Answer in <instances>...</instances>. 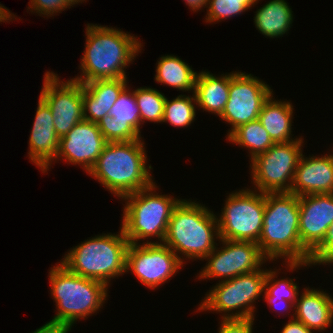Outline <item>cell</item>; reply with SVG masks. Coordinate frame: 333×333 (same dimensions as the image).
Wrapping results in <instances>:
<instances>
[{
    "label": "cell",
    "instance_id": "13",
    "mask_svg": "<svg viewBox=\"0 0 333 333\" xmlns=\"http://www.w3.org/2000/svg\"><path fill=\"white\" fill-rule=\"evenodd\" d=\"M140 244H129L126 255V273L131 270V273L145 287L158 288L183 267L184 263L165 244Z\"/></svg>",
    "mask_w": 333,
    "mask_h": 333
},
{
    "label": "cell",
    "instance_id": "26",
    "mask_svg": "<svg viewBox=\"0 0 333 333\" xmlns=\"http://www.w3.org/2000/svg\"><path fill=\"white\" fill-rule=\"evenodd\" d=\"M226 138L235 145L246 147L249 150L250 160L274 145L269 133L258 119L239 126Z\"/></svg>",
    "mask_w": 333,
    "mask_h": 333
},
{
    "label": "cell",
    "instance_id": "30",
    "mask_svg": "<svg viewBox=\"0 0 333 333\" xmlns=\"http://www.w3.org/2000/svg\"><path fill=\"white\" fill-rule=\"evenodd\" d=\"M278 269H269L264 283V298H281L295 305L299 297V286L294 279H278Z\"/></svg>",
    "mask_w": 333,
    "mask_h": 333
},
{
    "label": "cell",
    "instance_id": "8",
    "mask_svg": "<svg viewBox=\"0 0 333 333\" xmlns=\"http://www.w3.org/2000/svg\"><path fill=\"white\" fill-rule=\"evenodd\" d=\"M268 269H259L241 274L232 279L216 283L205 294L199 304V311H216L221 318H255V300L264 293V283ZM238 309V310H237ZM232 311V312H231ZM236 311V312H235ZM230 313V314H229Z\"/></svg>",
    "mask_w": 333,
    "mask_h": 333
},
{
    "label": "cell",
    "instance_id": "9",
    "mask_svg": "<svg viewBox=\"0 0 333 333\" xmlns=\"http://www.w3.org/2000/svg\"><path fill=\"white\" fill-rule=\"evenodd\" d=\"M303 143L302 136L298 140L274 143L266 152L250 160L254 189L262 193H291Z\"/></svg>",
    "mask_w": 333,
    "mask_h": 333
},
{
    "label": "cell",
    "instance_id": "36",
    "mask_svg": "<svg viewBox=\"0 0 333 333\" xmlns=\"http://www.w3.org/2000/svg\"><path fill=\"white\" fill-rule=\"evenodd\" d=\"M69 331L70 329L63 325L47 322L32 333H68Z\"/></svg>",
    "mask_w": 333,
    "mask_h": 333
},
{
    "label": "cell",
    "instance_id": "7",
    "mask_svg": "<svg viewBox=\"0 0 333 333\" xmlns=\"http://www.w3.org/2000/svg\"><path fill=\"white\" fill-rule=\"evenodd\" d=\"M155 182L121 198L125 201L121 228L132 244L163 243L173 209L182 199L156 192ZM157 237L158 241L148 239Z\"/></svg>",
    "mask_w": 333,
    "mask_h": 333
},
{
    "label": "cell",
    "instance_id": "19",
    "mask_svg": "<svg viewBox=\"0 0 333 333\" xmlns=\"http://www.w3.org/2000/svg\"><path fill=\"white\" fill-rule=\"evenodd\" d=\"M291 193L297 196L333 193V154H303L295 171Z\"/></svg>",
    "mask_w": 333,
    "mask_h": 333
},
{
    "label": "cell",
    "instance_id": "12",
    "mask_svg": "<svg viewBox=\"0 0 333 333\" xmlns=\"http://www.w3.org/2000/svg\"><path fill=\"white\" fill-rule=\"evenodd\" d=\"M273 89L261 79L243 72H230L229 98L221 120L231 125L227 137L239 126L258 119L264 102Z\"/></svg>",
    "mask_w": 333,
    "mask_h": 333
},
{
    "label": "cell",
    "instance_id": "2",
    "mask_svg": "<svg viewBox=\"0 0 333 333\" xmlns=\"http://www.w3.org/2000/svg\"><path fill=\"white\" fill-rule=\"evenodd\" d=\"M85 30L86 43L79 67L82 73L71 79L83 84L94 80L127 78L124 69L134 62L142 50L139 38L121 29L97 24L88 23Z\"/></svg>",
    "mask_w": 333,
    "mask_h": 333
},
{
    "label": "cell",
    "instance_id": "24",
    "mask_svg": "<svg viewBox=\"0 0 333 333\" xmlns=\"http://www.w3.org/2000/svg\"><path fill=\"white\" fill-rule=\"evenodd\" d=\"M255 13V27L264 36L273 39L289 33L293 11L285 0H270Z\"/></svg>",
    "mask_w": 333,
    "mask_h": 333
},
{
    "label": "cell",
    "instance_id": "23",
    "mask_svg": "<svg viewBox=\"0 0 333 333\" xmlns=\"http://www.w3.org/2000/svg\"><path fill=\"white\" fill-rule=\"evenodd\" d=\"M273 93L264 102L258 120L269 133L274 143L298 140L292 138L293 105L290 101H279ZM275 99V100H274Z\"/></svg>",
    "mask_w": 333,
    "mask_h": 333
},
{
    "label": "cell",
    "instance_id": "34",
    "mask_svg": "<svg viewBox=\"0 0 333 333\" xmlns=\"http://www.w3.org/2000/svg\"><path fill=\"white\" fill-rule=\"evenodd\" d=\"M290 319L291 320L284 325L280 333H315V331L307 328L303 323L296 320L293 316Z\"/></svg>",
    "mask_w": 333,
    "mask_h": 333
},
{
    "label": "cell",
    "instance_id": "29",
    "mask_svg": "<svg viewBox=\"0 0 333 333\" xmlns=\"http://www.w3.org/2000/svg\"><path fill=\"white\" fill-rule=\"evenodd\" d=\"M259 0H208L207 23L221 22V20L234 17L248 11Z\"/></svg>",
    "mask_w": 333,
    "mask_h": 333
},
{
    "label": "cell",
    "instance_id": "31",
    "mask_svg": "<svg viewBox=\"0 0 333 333\" xmlns=\"http://www.w3.org/2000/svg\"><path fill=\"white\" fill-rule=\"evenodd\" d=\"M85 0H30L28 9L30 12L37 13L45 17H51L56 13H62L67 8L75 4L82 3Z\"/></svg>",
    "mask_w": 333,
    "mask_h": 333
},
{
    "label": "cell",
    "instance_id": "25",
    "mask_svg": "<svg viewBox=\"0 0 333 333\" xmlns=\"http://www.w3.org/2000/svg\"><path fill=\"white\" fill-rule=\"evenodd\" d=\"M155 81L171 86L179 91L194 92L197 72L174 55H165L159 58L156 67Z\"/></svg>",
    "mask_w": 333,
    "mask_h": 333
},
{
    "label": "cell",
    "instance_id": "1",
    "mask_svg": "<svg viewBox=\"0 0 333 333\" xmlns=\"http://www.w3.org/2000/svg\"><path fill=\"white\" fill-rule=\"evenodd\" d=\"M299 215V196L296 194L265 193L263 227L257 244L269 261L281 257L291 271L312 266L311 253L300 241Z\"/></svg>",
    "mask_w": 333,
    "mask_h": 333
},
{
    "label": "cell",
    "instance_id": "16",
    "mask_svg": "<svg viewBox=\"0 0 333 333\" xmlns=\"http://www.w3.org/2000/svg\"><path fill=\"white\" fill-rule=\"evenodd\" d=\"M299 237L312 253L333 223V193L299 196Z\"/></svg>",
    "mask_w": 333,
    "mask_h": 333
},
{
    "label": "cell",
    "instance_id": "37",
    "mask_svg": "<svg viewBox=\"0 0 333 333\" xmlns=\"http://www.w3.org/2000/svg\"><path fill=\"white\" fill-rule=\"evenodd\" d=\"M189 8L194 11L198 12L200 11L203 7L207 8L208 5V0H184Z\"/></svg>",
    "mask_w": 333,
    "mask_h": 333
},
{
    "label": "cell",
    "instance_id": "22",
    "mask_svg": "<svg viewBox=\"0 0 333 333\" xmlns=\"http://www.w3.org/2000/svg\"><path fill=\"white\" fill-rule=\"evenodd\" d=\"M220 76V77H219ZM218 77L209 71L197 73L194 95L196 107L220 116L229 98L230 73Z\"/></svg>",
    "mask_w": 333,
    "mask_h": 333
},
{
    "label": "cell",
    "instance_id": "14",
    "mask_svg": "<svg viewBox=\"0 0 333 333\" xmlns=\"http://www.w3.org/2000/svg\"><path fill=\"white\" fill-rule=\"evenodd\" d=\"M83 84L72 79L61 81L58 74L47 71L40 98L49 106L57 136H65L84 120Z\"/></svg>",
    "mask_w": 333,
    "mask_h": 333
},
{
    "label": "cell",
    "instance_id": "6",
    "mask_svg": "<svg viewBox=\"0 0 333 333\" xmlns=\"http://www.w3.org/2000/svg\"><path fill=\"white\" fill-rule=\"evenodd\" d=\"M130 242L122 228L118 234L107 233L87 239L71 248L60 260L70 272L110 286L111 278L126 272V255Z\"/></svg>",
    "mask_w": 333,
    "mask_h": 333
},
{
    "label": "cell",
    "instance_id": "27",
    "mask_svg": "<svg viewBox=\"0 0 333 333\" xmlns=\"http://www.w3.org/2000/svg\"><path fill=\"white\" fill-rule=\"evenodd\" d=\"M196 98L192 92L190 95H179L175 99L168 100L166 97L164 104V116L162 123L169 122L174 127L185 128L195 121Z\"/></svg>",
    "mask_w": 333,
    "mask_h": 333
},
{
    "label": "cell",
    "instance_id": "35",
    "mask_svg": "<svg viewBox=\"0 0 333 333\" xmlns=\"http://www.w3.org/2000/svg\"><path fill=\"white\" fill-rule=\"evenodd\" d=\"M269 306V308L273 307L272 310L276 309L275 311H287L291 308H295V305L292 302L281 298H264ZM279 305V306H278Z\"/></svg>",
    "mask_w": 333,
    "mask_h": 333
},
{
    "label": "cell",
    "instance_id": "4",
    "mask_svg": "<svg viewBox=\"0 0 333 333\" xmlns=\"http://www.w3.org/2000/svg\"><path fill=\"white\" fill-rule=\"evenodd\" d=\"M215 239L220 236L213 211L196 201L182 199L172 211L163 244L184 262L186 258L203 260L218 246Z\"/></svg>",
    "mask_w": 333,
    "mask_h": 333
},
{
    "label": "cell",
    "instance_id": "5",
    "mask_svg": "<svg viewBox=\"0 0 333 333\" xmlns=\"http://www.w3.org/2000/svg\"><path fill=\"white\" fill-rule=\"evenodd\" d=\"M51 296L57 313L50 323L63 325L71 330L78 319L88 318L100 310L108 297V286L70 272L57 263L49 271Z\"/></svg>",
    "mask_w": 333,
    "mask_h": 333
},
{
    "label": "cell",
    "instance_id": "15",
    "mask_svg": "<svg viewBox=\"0 0 333 333\" xmlns=\"http://www.w3.org/2000/svg\"><path fill=\"white\" fill-rule=\"evenodd\" d=\"M106 144L97 123L82 120L59 139L58 153L54 161L62 159L69 164H78L88 173Z\"/></svg>",
    "mask_w": 333,
    "mask_h": 333
},
{
    "label": "cell",
    "instance_id": "33",
    "mask_svg": "<svg viewBox=\"0 0 333 333\" xmlns=\"http://www.w3.org/2000/svg\"><path fill=\"white\" fill-rule=\"evenodd\" d=\"M255 318H222L218 333H252Z\"/></svg>",
    "mask_w": 333,
    "mask_h": 333
},
{
    "label": "cell",
    "instance_id": "28",
    "mask_svg": "<svg viewBox=\"0 0 333 333\" xmlns=\"http://www.w3.org/2000/svg\"><path fill=\"white\" fill-rule=\"evenodd\" d=\"M141 124L146 121L162 123L166 97L157 89L140 87L134 90Z\"/></svg>",
    "mask_w": 333,
    "mask_h": 333
},
{
    "label": "cell",
    "instance_id": "3",
    "mask_svg": "<svg viewBox=\"0 0 333 333\" xmlns=\"http://www.w3.org/2000/svg\"><path fill=\"white\" fill-rule=\"evenodd\" d=\"M144 144L142 138L107 142L88 174L118 198L151 186L152 167L146 164Z\"/></svg>",
    "mask_w": 333,
    "mask_h": 333
},
{
    "label": "cell",
    "instance_id": "17",
    "mask_svg": "<svg viewBox=\"0 0 333 333\" xmlns=\"http://www.w3.org/2000/svg\"><path fill=\"white\" fill-rule=\"evenodd\" d=\"M127 86L119 95L108 115L98 123L99 130L107 142L133 141L141 139V117L134 89Z\"/></svg>",
    "mask_w": 333,
    "mask_h": 333
},
{
    "label": "cell",
    "instance_id": "18",
    "mask_svg": "<svg viewBox=\"0 0 333 333\" xmlns=\"http://www.w3.org/2000/svg\"><path fill=\"white\" fill-rule=\"evenodd\" d=\"M35 114L29 136L28 156L31 162L45 173L55 160L60 138L54 128L51 110L40 97Z\"/></svg>",
    "mask_w": 333,
    "mask_h": 333
},
{
    "label": "cell",
    "instance_id": "32",
    "mask_svg": "<svg viewBox=\"0 0 333 333\" xmlns=\"http://www.w3.org/2000/svg\"><path fill=\"white\" fill-rule=\"evenodd\" d=\"M312 265L333 264V223L329 226L323 242L310 254Z\"/></svg>",
    "mask_w": 333,
    "mask_h": 333
},
{
    "label": "cell",
    "instance_id": "10",
    "mask_svg": "<svg viewBox=\"0 0 333 333\" xmlns=\"http://www.w3.org/2000/svg\"><path fill=\"white\" fill-rule=\"evenodd\" d=\"M221 211L217 217L220 239L258 243L263 227L265 193L250 188L232 192Z\"/></svg>",
    "mask_w": 333,
    "mask_h": 333
},
{
    "label": "cell",
    "instance_id": "20",
    "mask_svg": "<svg viewBox=\"0 0 333 333\" xmlns=\"http://www.w3.org/2000/svg\"><path fill=\"white\" fill-rule=\"evenodd\" d=\"M127 82V78H118L83 83L84 120L98 123L108 115Z\"/></svg>",
    "mask_w": 333,
    "mask_h": 333
},
{
    "label": "cell",
    "instance_id": "38",
    "mask_svg": "<svg viewBox=\"0 0 333 333\" xmlns=\"http://www.w3.org/2000/svg\"><path fill=\"white\" fill-rule=\"evenodd\" d=\"M17 17L11 13L6 7L0 4V23L1 22H9L12 19H16Z\"/></svg>",
    "mask_w": 333,
    "mask_h": 333
},
{
    "label": "cell",
    "instance_id": "11",
    "mask_svg": "<svg viewBox=\"0 0 333 333\" xmlns=\"http://www.w3.org/2000/svg\"><path fill=\"white\" fill-rule=\"evenodd\" d=\"M222 247L207 255L205 267L199 272L198 279L219 278V282L261 269L268 259L259 245L252 241L219 239Z\"/></svg>",
    "mask_w": 333,
    "mask_h": 333
},
{
    "label": "cell",
    "instance_id": "21",
    "mask_svg": "<svg viewBox=\"0 0 333 333\" xmlns=\"http://www.w3.org/2000/svg\"><path fill=\"white\" fill-rule=\"evenodd\" d=\"M295 302L293 317L310 330L321 332L333 323V298L326 291L304 288Z\"/></svg>",
    "mask_w": 333,
    "mask_h": 333
}]
</instances>
